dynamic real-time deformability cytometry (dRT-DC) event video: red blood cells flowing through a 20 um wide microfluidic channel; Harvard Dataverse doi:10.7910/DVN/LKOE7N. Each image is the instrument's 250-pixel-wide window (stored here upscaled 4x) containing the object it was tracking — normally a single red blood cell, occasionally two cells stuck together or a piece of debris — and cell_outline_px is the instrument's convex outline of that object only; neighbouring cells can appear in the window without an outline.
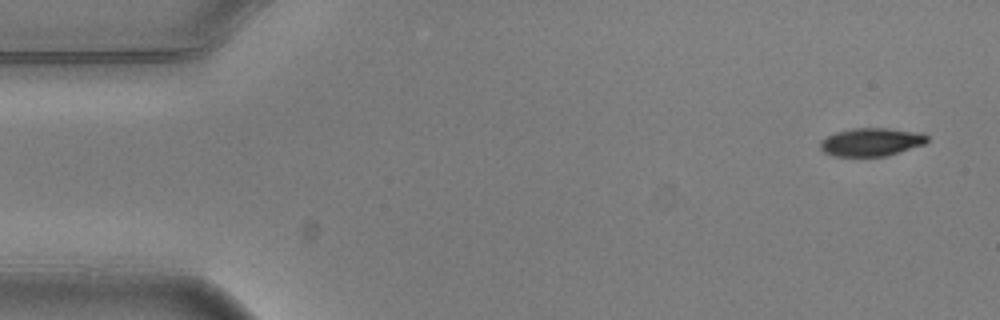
{"species": "common noctule bat (a hibernating species)", "species_latin": "Nyctalus noctula", "temperature_condition": "warm", "stored_images_in_passage": 6, "camera_frame_rate_fps": 3000, "um_per_image_px": 0.085, "animal": {"sex": "male", "body_mass_g": 20.5, "forearm_length_mm": 52.5}, "frame": {"image": 1, "passage_image": 1, "time_ms": 0.0, "image_size_px": [1000, 320], "cell_outline_px": [[928, 140], [924, 144], [888, 156], [832, 156], [824, 152], [820, 148], [820, 140], [836, 132], [852, 128], [888, 128], [924, 132], [928, 136]], "centroid_in_image_um": [74.08, 12.06], "position_along_channel_um": 10.9, "area_um2": 17.74}}
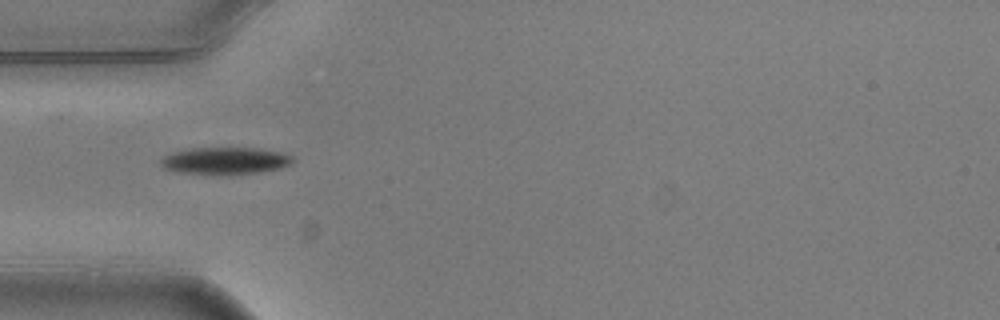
{"frame": {"image": 2, "passage_image": 5, "time_ms": 1.333, "image_size_px": [1000, 320], "cell_outline_px": [[296, 160], [292, 164], [280, 168], [260, 172], [228, 176], [212, 176], [176, 172], [164, 168], [160, 164], [160, 160], [164, 156], [176, 152], [192, 148], [256, 148], [280, 152], [292, 156]], "centroid_in_image_um": [19.15, 13.7], "position_along_channel_um": 65.9, "area_um2": 21.39}}
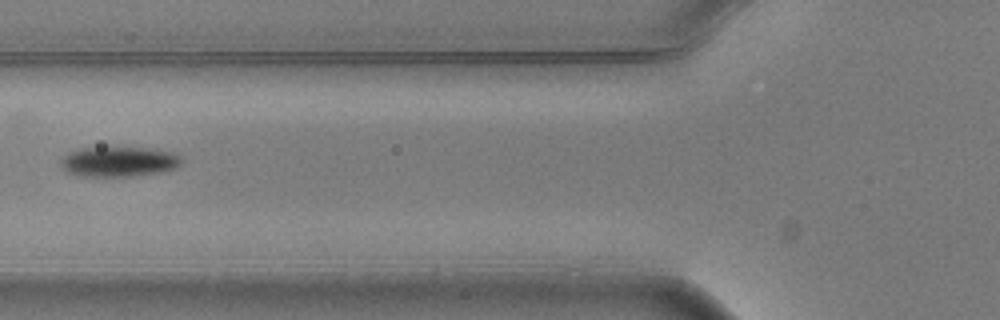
{"frame": {"image": 3, "passage_image": 6, "time_ms": 1.667, "image_size_px": [1000, 320], "cell_outline_px": [[180, 164], [176, 168], [160, 172], [136, 176], [76, 176], [68, 172], [60, 164], [60, 160], [64, 156], [72, 152], [84, 148], [148, 148], [172, 152], [180, 156]], "centroid_in_image_um": [10.11, 13.75], "position_along_channel_um": 115.7, "area_um2": 20.87}}